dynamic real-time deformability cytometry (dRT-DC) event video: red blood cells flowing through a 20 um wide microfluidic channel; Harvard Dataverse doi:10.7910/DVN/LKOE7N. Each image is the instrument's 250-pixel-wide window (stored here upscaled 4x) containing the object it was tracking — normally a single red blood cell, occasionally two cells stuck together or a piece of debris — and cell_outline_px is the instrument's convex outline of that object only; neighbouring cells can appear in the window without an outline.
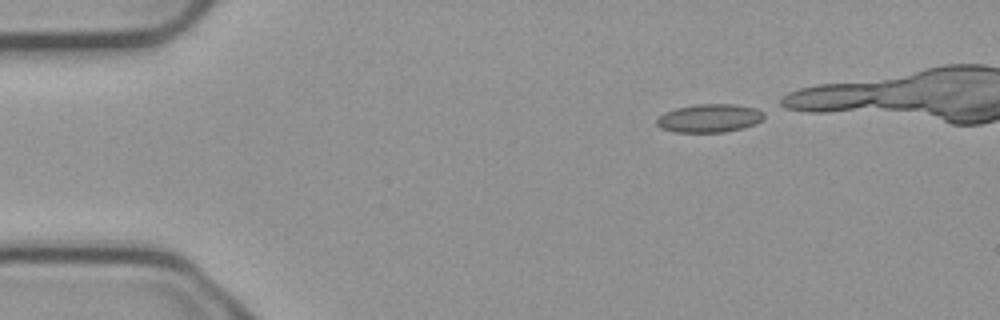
{"species": "common noctule bat (a hibernating species)", "species_latin": "Nyctalus noctula", "temperature_condition": "cold", "stored_images_in_passage": 4, "camera_frame_rate_fps": 3000, "um_per_image_px": 0.085, "animal": {"sex": "male", "body_mass_g": 23.1, "forearm_length_mm": 52.7}, "frame": {"image": 1, "passage_image": 1, "time_ms": 0.0, "image_size_px": [1000, 320], "cell_outline_px": [[764, 120], [740, 128], [724, 132], [676, 132], [660, 128], [656, 124], [656, 120], [664, 112], [676, 108], [696, 104], [736, 104], [756, 108], [764, 112]], "centroid_in_image_um": [60.29, 10.03], "position_along_channel_um": 24.7, "area_um2": 17.69}}